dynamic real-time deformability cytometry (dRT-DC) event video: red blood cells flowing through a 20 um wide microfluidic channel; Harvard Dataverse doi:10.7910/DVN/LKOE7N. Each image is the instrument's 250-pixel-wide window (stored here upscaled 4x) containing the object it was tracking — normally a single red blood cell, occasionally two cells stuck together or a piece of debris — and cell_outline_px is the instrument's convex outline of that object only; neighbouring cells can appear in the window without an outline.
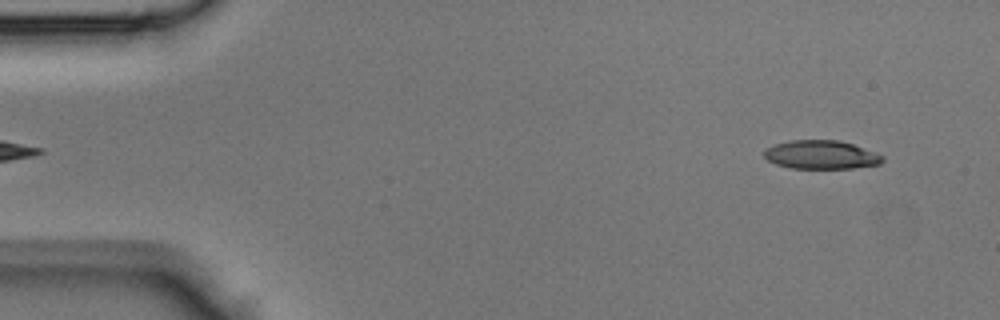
{"species": "Egyptian fruit bat (a non-hibernating species)", "species_latin": "Rousettus aegyptiacus", "temperature_condition": "room temperature", "stored_images_in_passage": 41, "camera_frame_rate_fps": 3000, "um_per_image_px": 0.085, "animal": {"sex": "male"}, "frame": {"image": 1, "passage_image": 2, "time_ms": 0.333, "image_size_px": [1000, 320], "cell_outline_px": [[884, 160], [880, 164], [852, 168], [792, 168], [776, 164], [768, 160], [764, 156], [764, 148], [788, 140], [840, 140], [876, 152], [884, 156]], "centroid_in_image_um": [69.8, 13.15], "position_along_channel_um": 15.2, "area_um2": 19.77}}
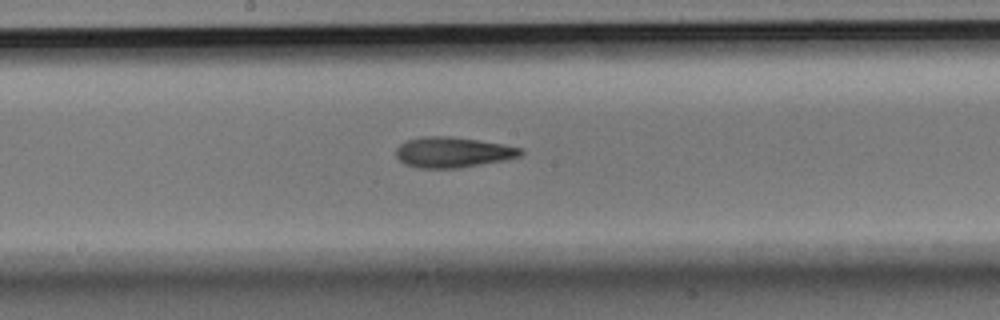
{"frame": {"image": 2, "passage_image": 21, "time_ms": 6.667, "image_size_px": [1000, 320], "cell_outline_px": [[524, 152], [520, 156], [504, 160], [456, 168], [420, 168], [404, 164], [396, 156], [396, 148], [400, 144], [408, 140], [424, 136], [452, 136], [504, 144], [524, 148]], "centroid_in_image_um": [38.5, 12.93], "position_along_channel_um": 209.7, "area_um2": 22.14}}
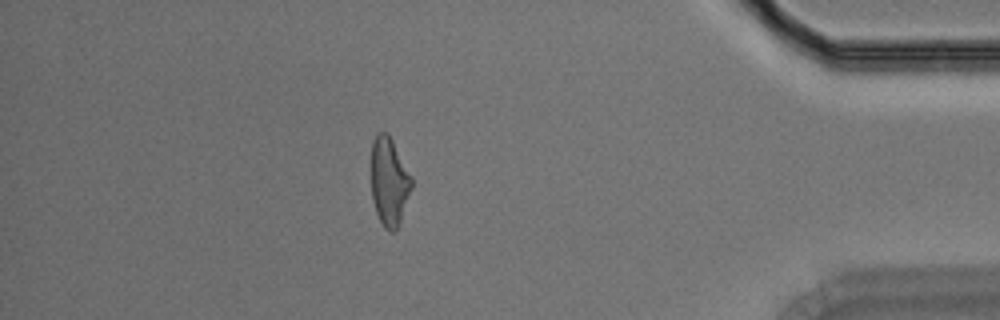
{"frame": {"image": 3, "passage_image": 36, "time_ms": 11.667, "image_size_px": [1000, 320], "cell_outline_px": [[412, 188], [400, 220], [396, 228], [392, 232], [388, 232], [384, 228], [376, 212], [372, 200], [372, 140], [376, 132], [388, 132], [412, 176]], "centroid_in_image_um": [33.08, 15.4], "position_along_channel_um": 402.1, "area_um2": 20.75}}